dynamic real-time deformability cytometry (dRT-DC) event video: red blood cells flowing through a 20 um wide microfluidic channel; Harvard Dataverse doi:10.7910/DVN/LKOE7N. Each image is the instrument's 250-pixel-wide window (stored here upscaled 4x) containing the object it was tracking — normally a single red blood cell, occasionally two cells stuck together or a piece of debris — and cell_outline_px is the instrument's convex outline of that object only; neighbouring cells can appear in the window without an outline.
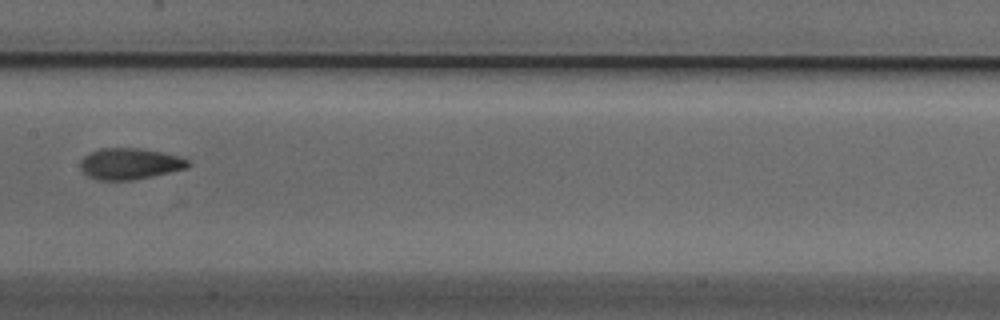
{"species": "Egyptian fruit bat (a non-hibernating species)", "species_latin": "Rousettus aegyptiacus", "temperature_condition": "cold", "stored_images_in_passage": 8, "camera_frame_rate_fps": 3000, "um_per_image_px": 0.085, "animal": {"sex": "male"}, "frame": {"image": 1, "passage_image": 8, "time_ms": 2.333, "image_size_px": [1000, 320], "cell_outline_px": [[192, 164], [188, 168], [152, 176], [132, 180], [100, 180], [88, 176], [80, 168], [80, 160], [84, 156], [100, 148], [140, 148], [180, 156], [188, 160]], "centroid_in_image_um": [11.05, 13.92], "position_along_channel_um": 196.4, "area_um2": 19.59}}